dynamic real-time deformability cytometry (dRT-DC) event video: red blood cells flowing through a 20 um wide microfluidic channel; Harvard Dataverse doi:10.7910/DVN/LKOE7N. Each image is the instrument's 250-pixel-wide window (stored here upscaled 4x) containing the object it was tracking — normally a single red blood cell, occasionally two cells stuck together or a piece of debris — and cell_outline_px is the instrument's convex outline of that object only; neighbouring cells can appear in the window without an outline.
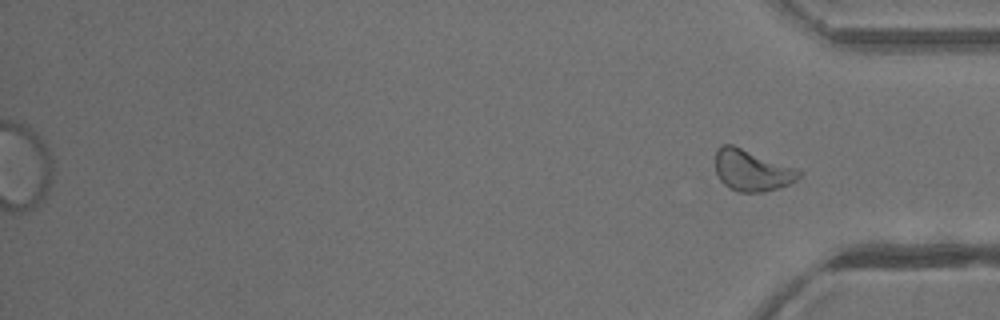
{"species": "common noctule bat (a hibernating species)", "species_latin": "Nyctalus noctula", "temperature_condition": "warm", "stored_images_in_passage": 30, "segment_of_instrument_passage": [2, 2], "camera_frame_rate_fps": 3000, "um_per_image_px": 0.085, "animal": {"sex": "male", "body_mass_g": 13.3}, "frame": {"image": 1, "passage_image": 30, "time_ms": 9.667, "image_size_px": [1000, 320], "cell_outline_px": [[800, 176], [796, 180], [788, 184], [764, 192], [740, 192], [728, 188], [720, 180], [716, 172], [716, 148], [724, 144], [732, 144], [796, 168], [800, 172]], "centroid_in_image_um": [63.87, 14.48], "position_along_channel_um": 371.3, "area_um2": 19.94}}